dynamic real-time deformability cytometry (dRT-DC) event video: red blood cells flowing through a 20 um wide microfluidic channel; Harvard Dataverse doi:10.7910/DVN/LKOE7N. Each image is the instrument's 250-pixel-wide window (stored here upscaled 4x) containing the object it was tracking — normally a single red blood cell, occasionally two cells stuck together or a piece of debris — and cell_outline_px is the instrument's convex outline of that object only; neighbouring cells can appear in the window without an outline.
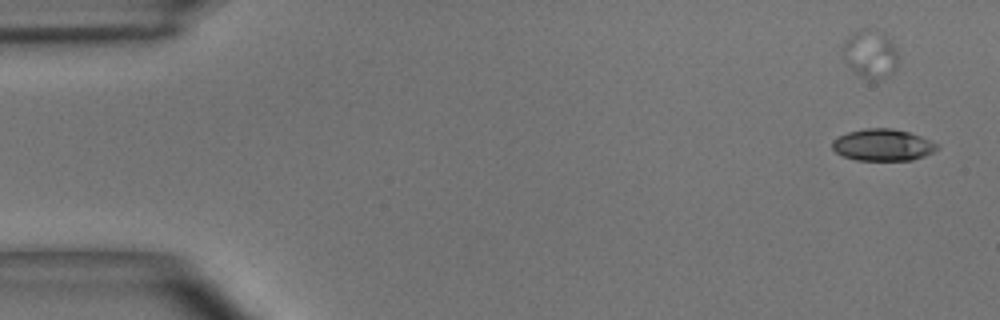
{"species": "common noctule bat (a hibernating species)", "species_latin": "Nyctalus noctula", "temperature_condition": "room temperature", "stored_images_in_passage": 38, "camera_frame_rate_fps": 3000, "um_per_image_px": 0.085, "animal": {"sex": "male", "body_mass_g": 15.6}, "frame": {"image": 1, "passage_image": 5, "time_ms": 1.333, "image_size_px": [1000, 320], "cell_outline_px": [[936, 148], [932, 152], [924, 156], [912, 160], [856, 160], [844, 156], [836, 152], [832, 148], [832, 140], [848, 132], [864, 128], [892, 128], [908, 132], [920, 136], [936, 144]], "centroid_in_image_um": [74.99, 12.32], "position_along_channel_um": 10.0, "area_um2": 19.13}}
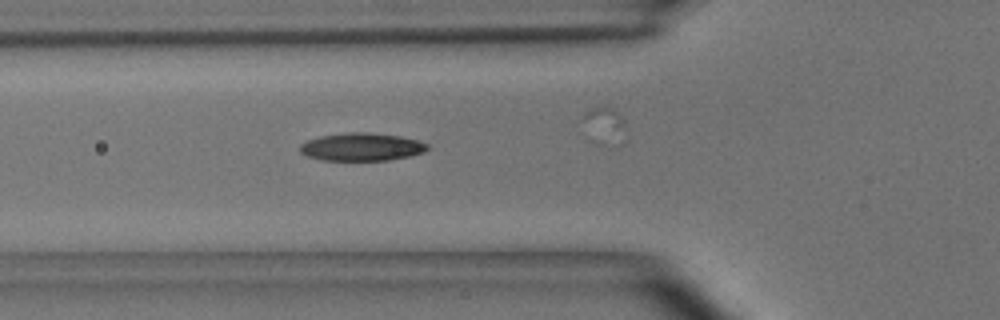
{"frame": {"image": 2, "passage_image": 22, "time_ms": 7.0, "image_size_px": [1000, 320], "cell_outline_px": [[428, 148], [424, 152], [408, 156], [388, 160], [320, 160], [308, 156], [300, 152], [300, 144], [308, 140], [320, 136], [348, 132], [368, 132], [400, 136], [416, 140], [428, 144]], "centroid_in_image_um": [30.72, 12.48], "position_along_channel_um": 95.1, "area_um2": 20.58}}
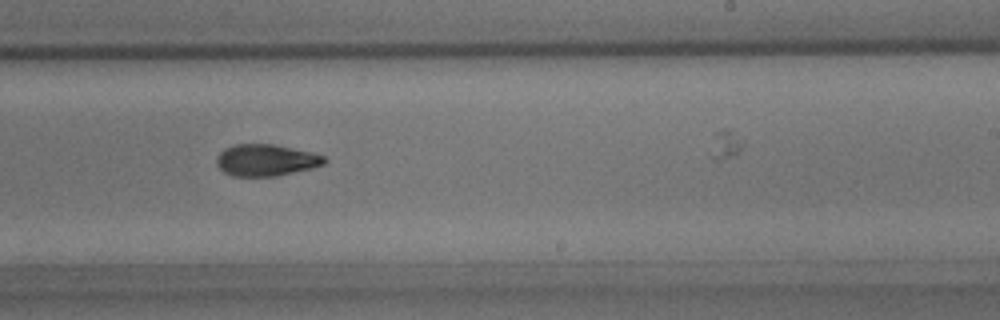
{"frame": {"image": 3, "passage_image": 36, "time_ms": 11.667, "image_size_px": [1000, 320], "cell_outline_px": [[328, 160], [324, 164], [312, 168], [276, 176], [232, 176], [224, 172], [216, 164], [216, 160], [220, 152], [224, 148], [236, 144], [272, 144], [312, 152], [324, 156]], "centroid_in_image_um": [22.61, 13.61], "position_along_channel_um": 266.4, "area_um2": 19.88}}